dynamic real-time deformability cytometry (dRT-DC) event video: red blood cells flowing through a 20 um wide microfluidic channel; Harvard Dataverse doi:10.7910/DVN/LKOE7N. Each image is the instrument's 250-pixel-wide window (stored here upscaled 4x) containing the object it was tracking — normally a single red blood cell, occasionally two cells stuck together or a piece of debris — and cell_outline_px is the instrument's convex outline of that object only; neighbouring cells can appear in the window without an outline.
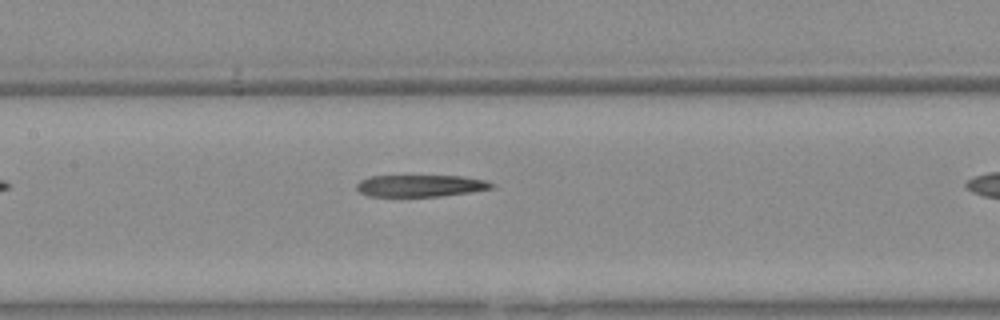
{"species": "Egyptian fruit bat (a non-hibernating species)", "species_latin": "Rousettus aegyptiacus", "temperature_condition": "warm", "stored_images_in_passage": 24, "camera_frame_rate_fps": 3000, "um_per_image_px": 0.085, "animal": {"sex": "female"}, "frame": {"image": 1, "passage_image": 8, "time_ms": 2.333, "image_size_px": [1000, 320], "cell_outline_px": [[496, 184], [492, 188], [472, 192], [440, 196], [368, 196], [360, 192], [356, 188], [356, 184], [360, 180], [368, 176], [464, 176], [484, 180]], "centroid_in_image_um": [35.74, 15.78], "position_along_channel_um": 171.7, "area_um2": 17.22}}
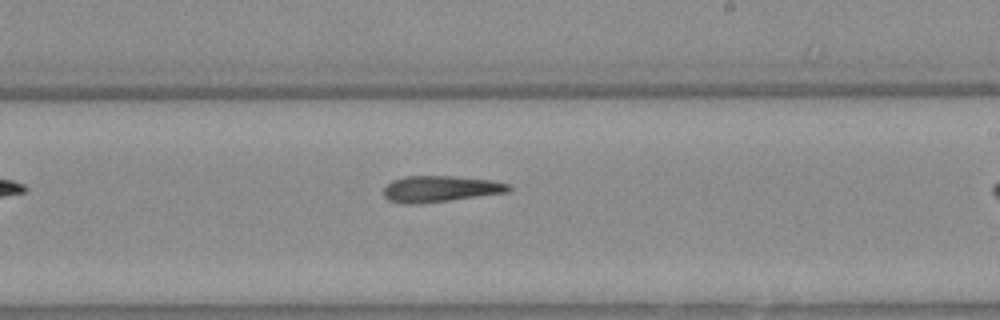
{"frame": {"image": 2, "passage_image": 14, "time_ms": 4.333, "image_size_px": [1000, 320], "cell_outline_px": [[512, 188], [508, 192], [448, 200], [416, 204], [404, 204], [388, 200], [384, 196], [384, 188], [392, 180], [404, 176], [452, 176], [492, 180], [508, 184]], "centroid_in_image_um": [37.39, 16.05], "position_along_channel_um": 251.6, "area_um2": 18.96}}
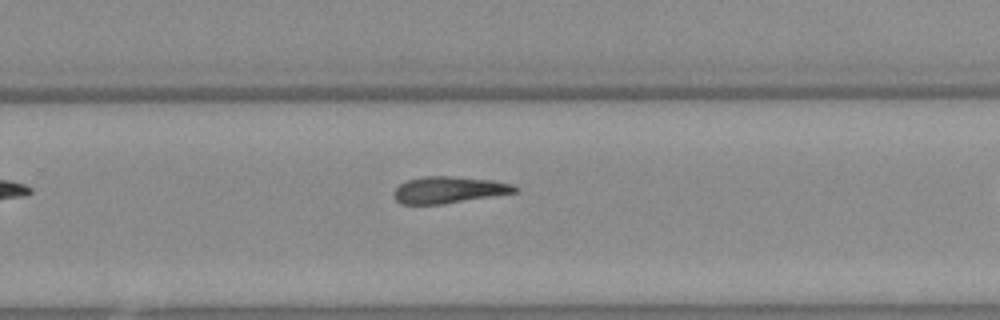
{"frame": {"image": 3, "passage_image": 17, "time_ms": 5.333, "image_size_px": [1000, 320], "cell_outline_px": [[520, 188], [516, 192], [444, 204], [400, 204], [392, 196], [392, 192], [400, 184], [408, 180], [424, 176], [452, 176], [492, 180], [512, 184]], "centroid_in_image_um": [38.12, 16.14], "position_along_channel_um": 291.7, "area_um2": 18.84}}